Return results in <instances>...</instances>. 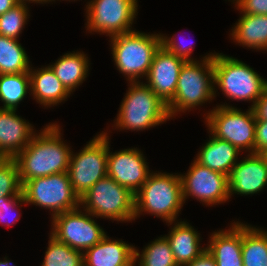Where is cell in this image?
Wrapping results in <instances>:
<instances>
[{
    "label": "cell",
    "mask_w": 267,
    "mask_h": 266,
    "mask_svg": "<svg viewBox=\"0 0 267 266\" xmlns=\"http://www.w3.org/2000/svg\"><path fill=\"white\" fill-rule=\"evenodd\" d=\"M43 128L14 158L22 185L27 180L67 172L69 168L72 150L62 141L60 126L53 122Z\"/></svg>",
    "instance_id": "6da1fadb"
},
{
    "label": "cell",
    "mask_w": 267,
    "mask_h": 266,
    "mask_svg": "<svg viewBox=\"0 0 267 266\" xmlns=\"http://www.w3.org/2000/svg\"><path fill=\"white\" fill-rule=\"evenodd\" d=\"M134 196L135 219L146 212L166 223L178 221L177 217L185 203L178 173L152 172Z\"/></svg>",
    "instance_id": "7a4b0ae2"
},
{
    "label": "cell",
    "mask_w": 267,
    "mask_h": 266,
    "mask_svg": "<svg viewBox=\"0 0 267 266\" xmlns=\"http://www.w3.org/2000/svg\"><path fill=\"white\" fill-rule=\"evenodd\" d=\"M208 53L200 61H187L181 68L173 99L167 104L171 119L178 112L191 111L196 106L209 102L214 95L213 56Z\"/></svg>",
    "instance_id": "3957f363"
},
{
    "label": "cell",
    "mask_w": 267,
    "mask_h": 266,
    "mask_svg": "<svg viewBox=\"0 0 267 266\" xmlns=\"http://www.w3.org/2000/svg\"><path fill=\"white\" fill-rule=\"evenodd\" d=\"M129 83L130 87L114 121L115 129L143 131L170 119L167 104L146 83L140 81Z\"/></svg>",
    "instance_id": "277c9868"
},
{
    "label": "cell",
    "mask_w": 267,
    "mask_h": 266,
    "mask_svg": "<svg viewBox=\"0 0 267 266\" xmlns=\"http://www.w3.org/2000/svg\"><path fill=\"white\" fill-rule=\"evenodd\" d=\"M114 64L128 82L146 78L154 55L161 46V33L147 34L137 30L110 37Z\"/></svg>",
    "instance_id": "5b68a950"
},
{
    "label": "cell",
    "mask_w": 267,
    "mask_h": 266,
    "mask_svg": "<svg viewBox=\"0 0 267 266\" xmlns=\"http://www.w3.org/2000/svg\"><path fill=\"white\" fill-rule=\"evenodd\" d=\"M214 95L216 87L230 100L251 101V108L262 96L267 80L244 62L222 53L213 56Z\"/></svg>",
    "instance_id": "8992f818"
},
{
    "label": "cell",
    "mask_w": 267,
    "mask_h": 266,
    "mask_svg": "<svg viewBox=\"0 0 267 266\" xmlns=\"http://www.w3.org/2000/svg\"><path fill=\"white\" fill-rule=\"evenodd\" d=\"M134 204V194L109 176L97 181L80 197V207L83 210L96 218L120 222L135 220Z\"/></svg>",
    "instance_id": "52a82bcc"
},
{
    "label": "cell",
    "mask_w": 267,
    "mask_h": 266,
    "mask_svg": "<svg viewBox=\"0 0 267 266\" xmlns=\"http://www.w3.org/2000/svg\"><path fill=\"white\" fill-rule=\"evenodd\" d=\"M207 112L205 124L210 135L228 141L240 151L255 153L256 118L251 107L244 112L224 103Z\"/></svg>",
    "instance_id": "ba28073f"
},
{
    "label": "cell",
    "mask_w": 267,
    "mask_h": 266,
    "mask_svg": "<svg viewBox=\"0 0 267 266\" xmlns=\"http://www.w3.org/2000/svg\"><path fill=\"white\" fill-rule=\"evenodd\" d=\"M107 157V131L95 136L79 153L71 152L67 174L79 198L97 181L107 176Z\"/></svg>",
    "instance_id": "9c48e42d"
},
{
    "label": "cell",
    "mask_w": 267,
    "mask_h": 266,
    "mask_svg": "<svg viewBox=\"0 0 267 266\" xmlns=\"http://www.w3.org/2000/svg\"><path fill=\"white\" fill-rule=\"evenodd\" d=\"M22 192L27 204L49 209L51 218L80 207V198L74 192L67 172L27 180Z\"/></svg>",
    "instance_id": "30bf717a"
},
{
    "label": "cell",
    "mask_w": 267,
    "mask_h": 266,
    "mask_svg": "<svg viewBox=\"0 0 267 266\" xmlns=\"http://www.w3.org/2000/svg\"><path fill=\"white\" fill-rule=\"evenodd\" d=\"M138 0H90L86 4L87 23L90 33L98 32L112 37L133 31L137 16Z\"/></svg>",
    "instance_id": "8fae6325"
},
{
    "label": "cell",
    "mask_w": 267,
    "mask_h": 266,
    "mask_svg": "<svg viewBox=\"0 0 267 266\" xmlns=\"http://www.w3.org/2000/svg\"><path fill=\"white\" fill-rule=\"evenodd\" d=\"M79 208L55 215L51 220L50 234L72 249L84 253L99 243L107 234L93 219L94 215Z\"/></svg>",
    "instance_id": "7c38bea8"
},
{
    "label": "cell",
    "mask_w": 267,
    "mask_h": 266,
    "mask_svg": "<svg viewBox=\"0 0 267 266\" xmlns=\"http://www.w3.org/2000/svg\"><path fill=\"white\" fill-rule=\"evenodd\" d=\"M182 182L183 200L195 197L206 206L219 205L230 199L228 189V176L210 170L195 159L187 173L180 174Z\"/></svg>",
    "instance_id": "4fadbf2b"
},
{
    "label": "cell",
    "mask_w": 267,
    "mask_h": 266,
    "mask_svg": "<svg viewBox=\"0 0 267 266\" xmlns=\"http://www.w3.org/2000/svg\"><path fill=\"white\" fill-rule=\"evenodd\" d=\"M109 146L108 136L107 176L135 194L152 173L147 165L145 155L137 148H128L112 153Z\"/></svg>",
    "instance_id": "5bb4252c"
},
{
    "label": "cell",
    "mask_w": 267,
    "mask_h": 266,
    "mask_svg": "<svg viewBox=\"0 0 267 266\" xmlns=\"http://www.w3.org/2000/svg\"><path fill=\"white\" fill-rule=\"evenodd\" d=\"M267 186L266 154L248 153L238 161L228 175L229 197L235 193L241 196L254 195Z\"/></svg>",
    "instance_id": "9a60e30c"
},
{
    "label": "cell",
    "mask_w": 267,
    "mask_h": 266,
    "mask_svg": "<svg viewBox=\"0 0 267 266\" xmlns=\"http://www.w3.org/2000/svg\"><path fill=\"white\" fill-rule=\"evenodd\" d=\"M185 62L163 46L154 55L145 83L166 104L175 95L179 74Z\"/></svg>",
    "instance_id": "2e32d148"
},
{
    "label": "cell",
    "mask_w": 267,
    "mask_h": 266,
    "mask_svg": "<svg viewBox=\"0 0 267 266\" xmlns=\"http://www.w3.org/2000/svg\"><path fill=\"white\" fill-rule=\"evenodd\" d=\"M16 112L0 108V158H15L36 134L32 124Z\"/></svg>",
    "instance_id": "e0dca14e"
},
{
    "label": "cell",
    "mask_w": 267,
    "mask_h": 266,
    "mask_svg": "<svg viewBox=\"0 0 267 266\" xmlns=\"http://www.w3.org/2000/svg\"><path fill=\"white\" fill-rule=\"evenodd\" d=\"M227 230L213 232L207 251L214 257L216 266H243L242 222H232Z\"/></svg>",
    "instance_id": "ac0fdd59"
},
{
    "label": "cell",
    "mask_w": 267,
    "mask_h": 266,
    "mask_svg": "<svg viewBox=\"0 0 267 266\" xmlns=\"http://www.w3.org/2000/svg\"><path fill=\"white\" fill-rule=\"evenodd\" d=\"M84 266H135V246L106 235L83 253Z\"/></svg>",
    "instance_id": "d6986e66"
},
{
    "label": "cell",
    "mask_w": 267,
    "mask_h": 266,
    "mask_svg": "<svg viewBox=\"0 0 267 266\" xmlns=\"http://www.w3.org/2000/svg\"><path fill=\"white\" fill-rule=\"evenodd\" d=\"M171 227L169 234L165 235L169 241L175 262L178 266L191 263L200 256L207 247L200 246V234L187 221L169 222Z\"/></svg>",
    "instance_id": "ffe728a7"
},
{
    "label": "cell",
    "mask_w": 267,
    "mask_h": 266,
    "mask_svg": "<svg viewBox=\"0 0 267 266\" xmlns=\"http://www.w3.org/2000/svg\"><path fill=\"white\" fill-rule=\"evenodd\" d=\"M30 93L37 103L44 107H54L71 95L56 77L51 67L30 68Z\"/></svg>",
    "instance_id": "44dd1931"
},
{
    "label": "cell",
    "mask_w": 267,
    "mask_h": 266,
    "mask_svg": "<svg viewBox=\"0 0 267 266\" xmlns=\"http://www.w3.org/2000/svg\"><path fill=\"white\" fill-rule=\"evenodd\" d=\"M238 148L229 143L209 135V140L201 147L195 160L210 170L229 175L231 169L239 161L240 154Z\"/></svg>",
    "instance_id": "7402d4cb"
},
{
    "label": "cell",
    "mask_w": 267,
    "mask_h": 266,
    "mask_svg": "<svg viewBox=\"0 0 267 266\" xmlns=\"http://www.w3.org/2000/svg\"><path fill=\"white\" fill-rule=\"evenodd\" d=\"M242 14L233 26V42L242 47L267 51V15Z\"/></svg>",
    "instance_id": "603a6c76"
},
{
    "label": "cell",
    "mask_w": 267,
    "mask_h": 266,
    "mask_svg": "<svg viewBox=\"0 0 267 266\" xmlns=\"http://www.w3.org/2000/svg\"><path fill=\"white\" fill-rule=\"evenodd\" d=\"M86 55L82 51H73L60 56L55 63L49 64L70 94L87 78L90 64Z\"/></svg>",
    "instance_id": "cb8c5ba5"
},
{
    "label": "cell",
    "mask_w": 267,
    "mask_h": 266,
    "mask_svg": "<svg viewBox=\"0 0 267 266\" xmlns=\"http://www.w3.org/2000/svg\"><path fill=\"white\" fill-rule=\"evenodd\" d=\"M243 266H267V231L242 222Z\"/></svg>",
    "instance_id": "d4e9b609"
},
{
    "label": "cell",
    "mask_w": 267,
    "mask_h": 266,
    "mask_svg": "<svg viewBox=\"0 0 267 266\" xmlns=\"http://www.w3.org/2000/svg\"><path fill=\"white\" fill-rule=\"evenodd\" d=\"M29 57L18 39L0 35V75L29 72Z\"/></svg>",
    "instance_id": "484cf974"
},
{
    "label": "cell",
    "mask_w": 267,
    "mask_h": 266,
    "mask_svg": "<svg viewBox=\"0 0 267 266\" xmlns=\"http://www.w3.org/2000/svg\"><path fill=\"white\" fill-rule=\"evenodd\" d=\"M30 88L29 72L19 74L0 75V101L3 106L0 108L16 109L21 103Z\"/></svg>",
    "instance_id": "4316f807"
},
{
    "label": "cell",
    "mask_w": 267,
    "mask_h": 266,
    "mask_svg": "<svg viewBox=\"0 0 267 266\" xmlns=\"http://www.w3.org/2000/svg\"><path fill=\"white\" fill-rule=\"evenodd\" d=\"M134 261L135 264L138 261L139 266H178L165 236L158 237L148 243L141 254L139 249L135 247Z\"/></svg>",
    "instance_id": "83f0119b"
},
{
    "label": "cell",
    "mask_w": 267,
    "mask_h": 266,
    "mask_svg": "<svg viewBox=\"0 0 267 266\" xmlns=\"http://www.w3.org/2000/svg\"><path fill=\"white\" fill-rule=\"evenodd\" d=\"M48 247L41 266H84L83 252L49 235Z\"/></svg>",
    "instance_id": "f1b7e54d"
},
{
    "label": "cell",
    "mask_w": 267,
    "mask_h": 266,
    "mask_svg": "<svg viewBox=\"0 0 267 266\" xmlns=\"http://www.w3.org/2000/svg\"><path fill=\"white\" fill-rule=\"evenodd\" d=\"M27 3H19L12 9L0 15V35L19 39L24 26L29 18V8Z\"/></svg>",
    "instance_id": "f546056e"
},
{
    "label": "cell",
    "mask_w": 267,
    "mask_h": 266,
    "mask_svg": "<svg viewBox=\"0 0 267 266\" xmlns=\"http://www.w3.org/2000/svg\"><path fill=\"white\" fill-rule=\"evenodd\" d=\"M19 169L14 158H0V198L22 193Z\"/></svg>",
    "instance_id": "4dcf8cb0"
},
{
    "label": "cell",
    "mask_w": 267,
    "mask_h": 266,
    "mask_svg": "<svg viewBox=\"0 0 267 266\" xmlns=\"http://www.w3.org/2000/svg\"><path fill=\"white\" fill-rule=\"evenodd\" d=\"M22 204H27L23 192L17 196L0 198V223L2 226H12L19 220L21 216L18 214V207ZM13 211L17 212L16 215L15 212L12 213ZM9 215L11 220L8 219Z\"/></svg>",
    "instance_id": "1f68e13d"
},
{
    "label": "cell",
    "mask_w": 267,
    "mask_h": 266,
    "mask_svg": "<svg viewBox=\"0 0 267 266\" xmlns=\"http://www.w3.org/2000/svg\"><path fill=\"white\" fill-rule=\"evenodd\" d=\"M178 37L175 34L172 37L164 36L161 34V46H163L167 51L174 54L176 57H179L187 61H198L191 58V53L193 52L192 43L186 45L183 41L179 42Z\"/></svg>",
    "instance_id": "d6a6232c"
},
{
    "label": "cell",
    "mask_w": 267,
    "mask_h": 266,
    "mask_svg": "<svg viewBox=\"0 0 267 266\" xmlns=\"http://www.w3.org/2000/svg\"><path fill=\"white\" fill-rule=\"evenodd\" d=\"M232 2L243 14L267 15V0H233Z\"/></svg>",
    "instance_id": "836d02e7"
},
{
    "label": "cell",
    "mask_w": 267,
    "mask_h": 266,
    "mask_svg": "<svg viewBox=\"0 0 267 266\" xmlns=\"http://www.w3.org/2000/svg\"><path fill=\"white\" fill-rule=\"evenodd\" d=\"M255 153H267V120H256Z\"/></svg>",
    "instance_id": "e575fe53"
},
{
    "label": "cell",
    "mask_w": 267,
    "mask_h": 266,
    "mask_svg": "<svg viewBox=\"0 0 267 266\" xmlns=\"http://www.w3.org/2000/svg\"><path fill=\"white\" fill-rule=\"evenodd\" d=\"M256 120H267V86L252 107Z\"/></svg>",
    "instance_id": "d590c367"
},
{
    "label": "cell",
    "mask_w": 267,
    "mask_h": 266,
    "mask_svg": "<svg viewBox=\"0 0 267 266\" xmlns=\"http://www.w3.org/2000/svg\"><path fill=\"white\" fill-rule=\"evenodd\" d=\"M183 266H216V262L214 257L207 250H205L194 261Z\"/></svg>",
    "instance_id": "8d00e7d4"
},
{
    "label": "cell",
    "mask_w": 267,
    "mask_h": 266,
    "mask_svg": "<svg viewBox=\"0 0 267 266\" xmlns=\"http://www.w3.org/2000/svg\"><path fill=\"white\" fill-rule=\"evenodd\" d=\"M17 4H19L18 0H0V15L12 9Z\"/></svg>",
    "instance_id": "74e56055"
},
{
    "label": "cell",
    "mask_w": 267,
    "mask_h": 266,
    "mask_svg": "<svg viewBox=\"0 0 267 266\" xmlns=\"http://www.w3.org/2000/svg\"><path fill=\"white\" fill-rule=\"evenodd\" d=\"M19 3H41V4H46V3H50V0H18Z\"/></svg>",
    "instance_id": "f35d334b"
},
{
    "label": "cell",
    "mask_w": 267,
    "mask_h": 266,
    "mask_svg": "<svg viewBox=\"0 0 267 266\" xmlns=\"http://www.w3.org/2000/svg\"><path fill=\"white\" fill-rule=\"evenodd\" d=\"M0 266H15L6 256L3 260H0Z\"/></svg>",
    "instance_id": "ab89813d"
}]
</instances>
